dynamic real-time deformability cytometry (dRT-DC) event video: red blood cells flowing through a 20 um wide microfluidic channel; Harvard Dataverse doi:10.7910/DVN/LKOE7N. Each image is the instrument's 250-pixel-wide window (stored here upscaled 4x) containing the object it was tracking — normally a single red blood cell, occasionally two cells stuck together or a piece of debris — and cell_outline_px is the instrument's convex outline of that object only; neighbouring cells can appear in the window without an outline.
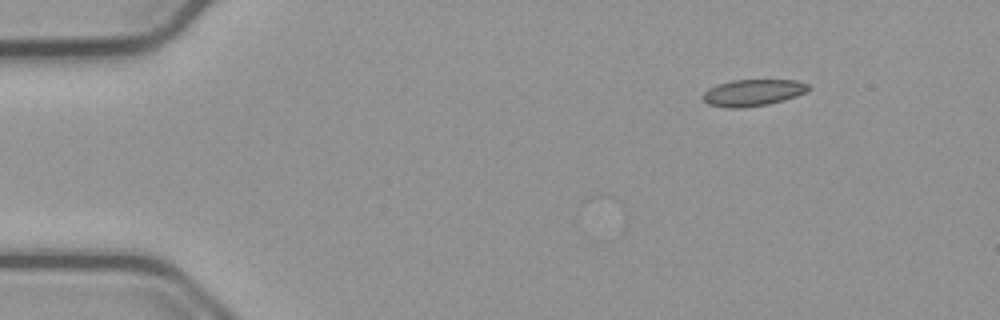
{"species": "common noctule bat (a hibernating species)", "species_latin": "Nyctalus noctula", "temperature_condition": "cold", "stored_images_in_passage": 2, "camera_frame_rate_fps": 3000, "um_per_image_px": 0.085, "animal": {"sex": "male", "body_mass_g": 23.1, "forearm_length_mm": 52.7}, "frame": {"image": 1, "passage_image": 2, "time_ms": 0.333, "image_size_px": [1000, 320], "cell_outline_px": [[808, 88], [804, 92], [796, 96], [784, 100], [768, 104], [740, 108], [728, 108], [708, 104], [704, 100], [704, 92], [708, 88], [732, 80], [796, 80], [808, 84]], "centroid_in_image_um": [63.98, 7.88], "position_along_channel_um": 21.0, "area_um2": 16.13}}